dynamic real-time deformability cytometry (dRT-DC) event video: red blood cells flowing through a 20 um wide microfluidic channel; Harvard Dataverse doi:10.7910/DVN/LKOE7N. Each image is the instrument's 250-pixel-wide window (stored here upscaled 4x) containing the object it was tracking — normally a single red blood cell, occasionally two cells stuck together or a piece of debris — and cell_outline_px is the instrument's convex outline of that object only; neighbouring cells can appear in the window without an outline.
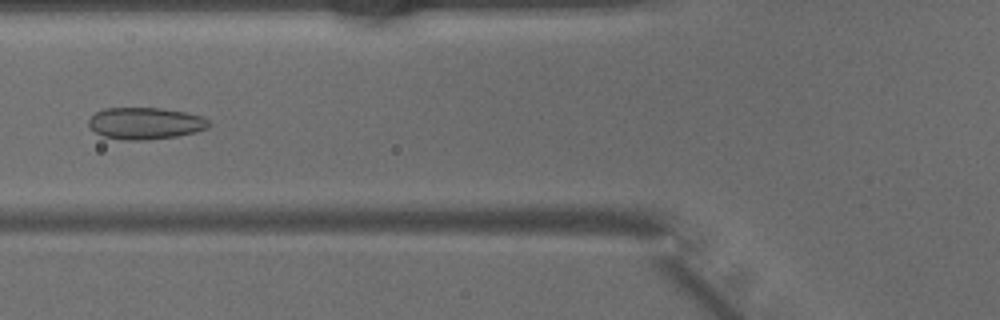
{"species": "common noctule bat (a hibernating species)", "species_latin": "Nyctalus noctula", "temperature_condition": "warm", "stored_images_in_passage": 29, "camera_frame_rate_fps": 3000, "um_per_image_px": 0.085, "animal": {"sex": "male", "body_mass_g": 15.6}, "frame": {"image": 1, "passage_image": 10, "time_ms": 3.0, "image_size_px": [1000, 320], "cell_outline_px": [[212, 124], [208, 128], [196, 132], [176, 136], [148, 140], [124, 140], [104, 136], [96, 132], [88, 124], [88, 120], [96, 112], [104, 108], [160, 108], [184, 112], [200, 116], [208, 120]], "centroid_in_image_um": [12.36, 10.48], "position_along_channel_um": 113.4, "area_um2": 22.2}}
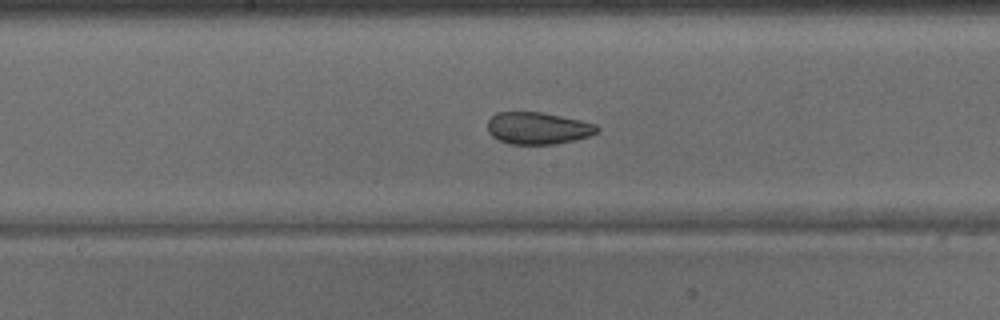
{"frame": {"image": 2, "passage_image": 16, "time_ms": 5.0, "image_size_px": [1000, 320], "cell_outline_px": [[600, 132], [588, 136], [572, 140], [552, 144], [508, 144], [492, 136], [488, 132], [488, 120], [496, 112], [540, 112], [580, 120], [596, 124], [600, 128]], "centroid_in_image_um": [45.72, 10.89], "position_along_channel_um": 202.5, "area_um2": 20.35}}
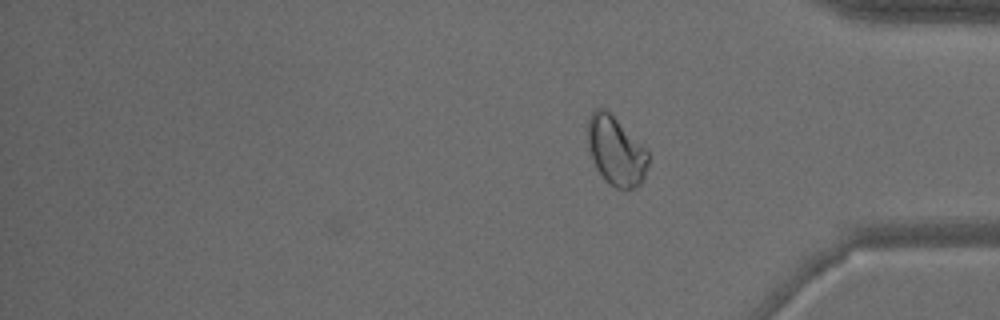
{"frame": {"image": 3, "passage_image": 29, "time_ms": 9.333, "image_size_px": [1000, 320], "cell_outline_px": [[648, 164], [644, 180], [640, 184], [632, 188], [616, 188], [608, 184], [604, 180], [596, 168], [592, 160], [588, 148], [588, 116], [596, 108], [604, 108], [648, 148]], "centroid_in_image_um": [52.36, 12.84], "position_along_channel_um": 382.8, "area_um2": 24.57}}